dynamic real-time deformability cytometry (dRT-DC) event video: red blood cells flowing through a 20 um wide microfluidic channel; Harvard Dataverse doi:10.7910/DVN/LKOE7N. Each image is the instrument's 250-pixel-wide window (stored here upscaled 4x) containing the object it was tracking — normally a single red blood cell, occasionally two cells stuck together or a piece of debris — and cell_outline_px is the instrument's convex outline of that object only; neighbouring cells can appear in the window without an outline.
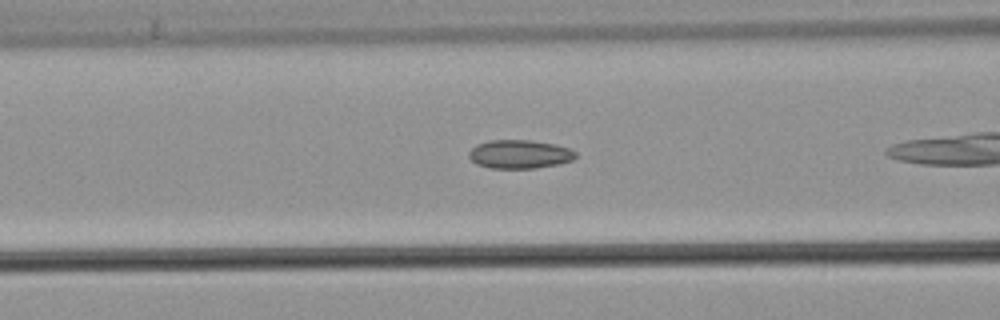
{"species": "common noctule bat (a hibernating species)", "species_latin": "Nyctalus noctula", "temperature_condition": "warm", "stored_images_in_passage": 20, "camera_frame_rate_fps": 3000, "um_per_image_px": 0.085, "animal": {"sex": "male", "body_mass_g": 21.5, "forearm_length_mm": 52.0}, "frame": {"image": 1, "passage_image": 6, "time_ms": 1.667, "image_size_px": [1000, 320], "cell_outline_px": [[576, 156], [572, 160], [560, 164], [536, 168], [492, 168], [476, 164], [468, 156], [468, 152], [476, 144], [488, 140], [532, 140], [556, 144], [568, 148], [576, 152]], "centroid_in_image_um": [44.16, 13.1], "position_along_channel_um": 122.4, "area_um2": 17.92}}